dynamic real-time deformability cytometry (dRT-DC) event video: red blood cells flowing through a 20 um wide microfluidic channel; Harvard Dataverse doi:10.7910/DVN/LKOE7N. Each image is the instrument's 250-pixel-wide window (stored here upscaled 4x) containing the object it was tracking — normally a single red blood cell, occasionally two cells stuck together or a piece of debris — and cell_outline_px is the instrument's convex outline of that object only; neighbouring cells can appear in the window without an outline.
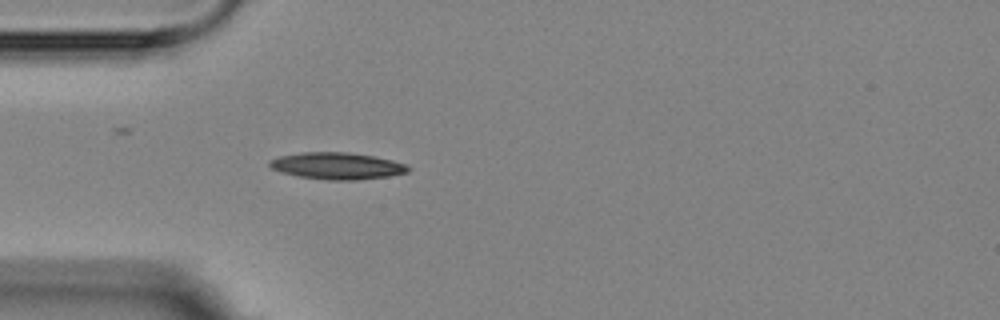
{"species": "Egyptian fruit bat (a non-hibernating species)", "species_latin": "Rousettus aegyptiacus", "temperature_condition": "room temperature", "stored_images_in_passage": 4, "camera_frame_rate_fps": 3000, "um_per_image_px": 0.085, "animal": {"sex": "female"}, "frame": {"image": 1, "passage_image": 4, "time_ms": 4.333, "image_size_px": [1000, 320], "cell_outline_px": [[412, 168], [408, 172], [388, 176], [356, 180], [328, 180], [300, 176], [280, 172], [272, 168], [268, 164], [268, 160], [280, 156], [304, 152], [348, 152], [372, 156], [392, 160], [408, 164]], "centroid_in_image_um": [28.67, 14.1], "position_along_channel_um": 56.3, "area_um2": 21.62}}